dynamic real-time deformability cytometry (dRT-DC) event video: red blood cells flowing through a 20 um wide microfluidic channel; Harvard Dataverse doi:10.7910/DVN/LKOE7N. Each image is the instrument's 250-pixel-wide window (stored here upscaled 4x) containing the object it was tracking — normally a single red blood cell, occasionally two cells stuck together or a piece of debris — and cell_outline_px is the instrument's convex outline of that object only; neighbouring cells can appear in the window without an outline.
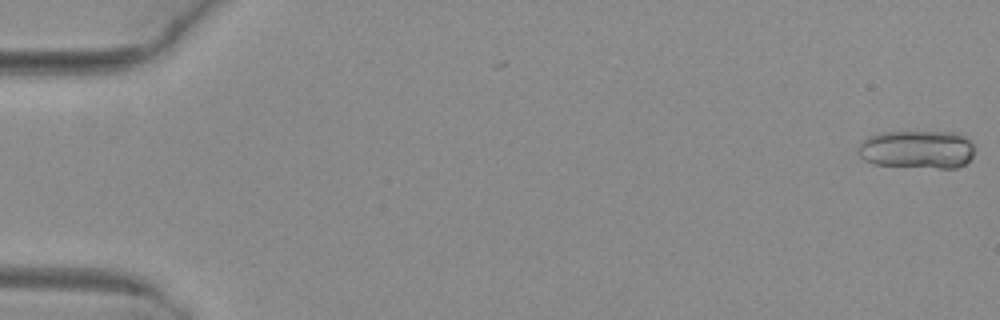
{"species": "common noctule bat (a hibernating species)", "species_latin": "Nyctalus noctula", "temperature_condition": "warm", "stored_images_in_passage": 51, "camera_frame_rate_fps": 3000, "um_per_image_px": 0.085, "animal": {"sex": "female", "body_mass_g": 29.2, "forearm_length_mm": 56.3}, "frame": {"image": 1, "passage_image": 1, "time_ms": 0.0, "image_size_px": [1000, 320], "cell_outline_px": [[976, 144], [972, 156], [964, 164], [956, 168], [940, 168], [872, 164], [864, 160], [856, 152], [856, 148], [868, 136], [880, 132], [960, 132], [972, 140]], "centroid_in_image_um": [77.98, 12.69], "position_along_channel_um": 7.0, "area_um2": 26.41}}
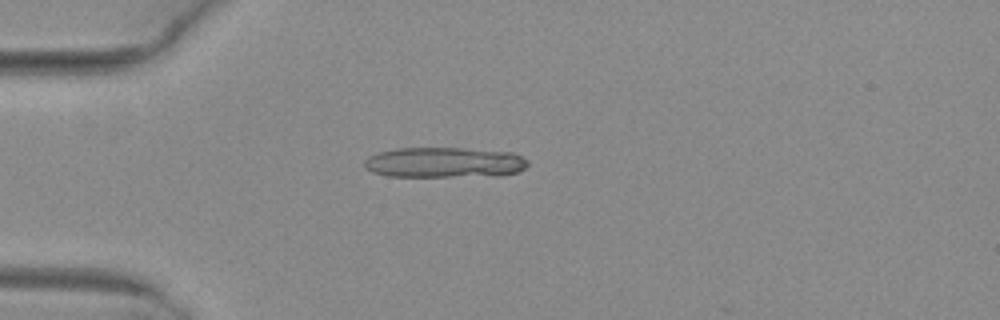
{"frame": {"image": 2, "passage_image": 15, "time_ms": 4.667, "image_size_px": [1000, 320], "cell_outline_px": [[528, 164], [520, 172], [500, 176], [388, 176], [372, 172], [364, 168], [364, 160], [368, 156], [380, 152], [396, 148], [464, 148], [512, 152], [528, 160]], "centroid_in_image_um": [37.79, 13.81], "position_along_channel_um": 47.2, "area_um2": 29.19}}